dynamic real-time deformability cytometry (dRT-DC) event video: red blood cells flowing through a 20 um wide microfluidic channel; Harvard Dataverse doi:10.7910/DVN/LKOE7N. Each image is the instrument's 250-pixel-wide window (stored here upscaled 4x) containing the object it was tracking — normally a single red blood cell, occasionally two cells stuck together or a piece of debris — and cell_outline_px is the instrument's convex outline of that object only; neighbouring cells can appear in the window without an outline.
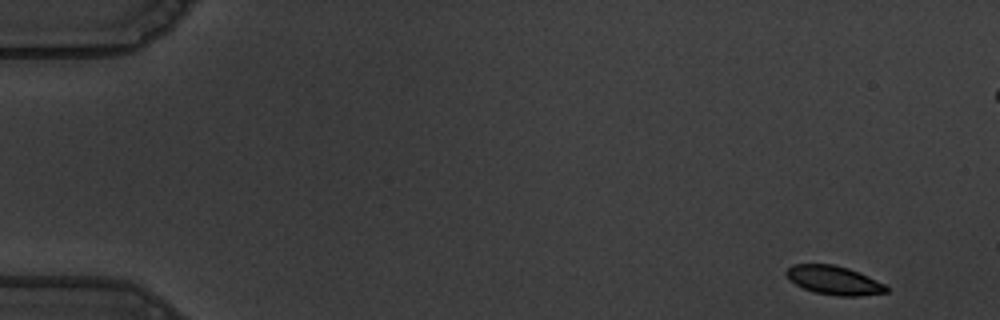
{"species": "common noctule bat (a hibernating species)", "species_latin": "Nyctalus noctula", "temperature_condition": "warm", "stored_images_in_passage": 55, "camera_frame_rate_fps": 3000, "um_per_image_px": 0.085, "animal": {"sex": "male", "body_mass_g": 19.5, "forearm_length_mm": 54.6}, "frame": {"image": 1, "passage_image": 1, "time_ms": 0.0, "image_size_px": [1000, 320], "cell_outline_px": [[888, 292], [860, 296], [836, 296], [816, 292], [804, 288], [788, 280], [784, 272], [792, 264], [832, 264], [848, 268], [868, 276], [884, 284], [888, 288]], "centroid_in_image_um": [70.87, 23.82], "position_along_channel_um": 14.1, "area_um2": 16.76}}
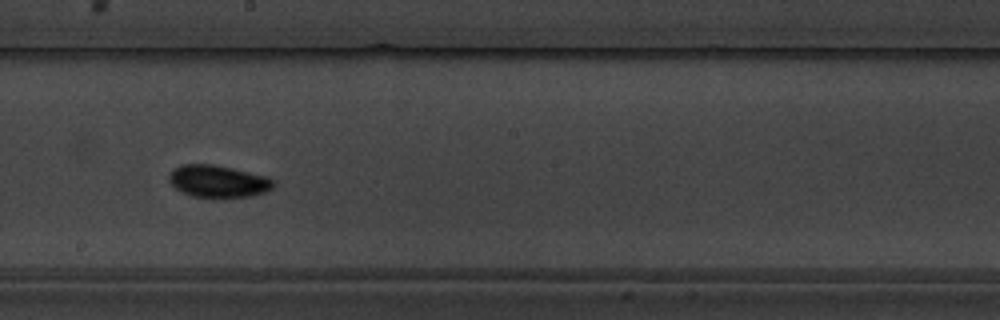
{"frame": {"image": 2, "passage_image": 30, "time_ms": 9.667, "image_size_px": [1000, 320], "cell_outline_px": [[272, 188], [264, 192], [252, 196], [216, 200], [192, 196], [176, 188], [168, 180], [168, 176], [172, 168], [180, 164], [212, 164], [232, 168], [268, 176], [272, 180]], "centroid_in_image_um": [18.51, 15.43], "position_along_channel_um": 229.7, "area_um2": 20.11}}
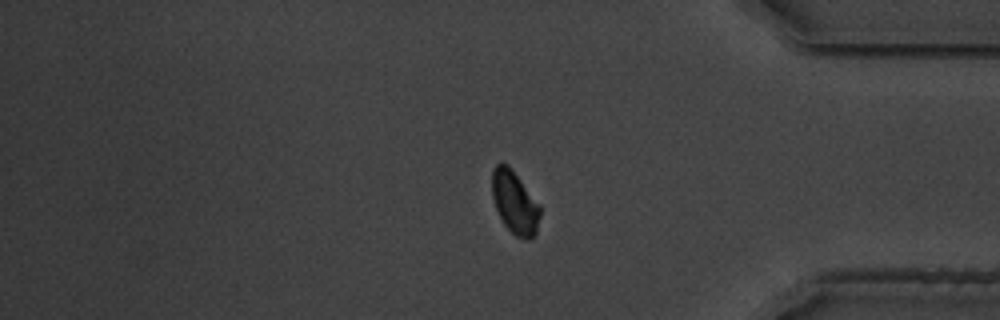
{"frame": {"image": 3, "passage_image": 45, "time_ms": 14.667, "image_size_px": [1000, 320], "cell_outline_px": [[540, 216], [536, 232], [528, 240], [516, 236], [504, 224], [496, 208], [492, 196], [492, 168], [496, 164], [508, 164], [540, 204]], "centroid_in_image_um": [43.75, 17.19], "position_along_channel_um": 391.4, "area_um2": 17.46}, "authors_computed_cell_mechanics": {"area_um2": 18.207, "velocity_mm_per_s": 3.5901, "shape_relaxation_time_tau1_ms": 4.5163, "shape_relaxation_time_tau2_ms": 2.1029, "deformation_change_tau1": 0.1091, "deformation_change_tau2": 0.0495}}